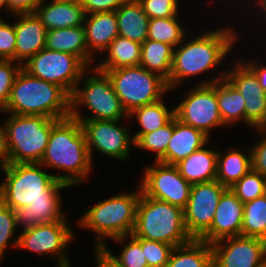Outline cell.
<instances>
[{"mask_svg":"<svg viewBox=\"0 0 266 267\" xmlns=\"http://www.w3.org/2000/svg\"><path fill=\"white\" fill-rule=\"evenodd\" d=\"M92 163L81 123L71 117L59 120L52 127L41 166L64 170L67 174L54 177L72 187L87 179Z\"/></svg>","mask_w":266,"mask_h":267,"instance_id":"obj_1","label":"cell"},{"mask_svg":"<svg viewBox=\"0 0 266 267\" xmlns=\"http://www.w3.org/2000/svg\"><path fill=\"white\" fill-rule=\"evenodd\" d=\"M211 31L190 41H186L184 37L178 48L173 49L172 68L167 81L171 92L184 79L214 70V67L221 65L239 38L231 25Z\"/></svg>","mask_w":266,"mask_h":267,"instance_id":"obj_2","label":"cell"},{"mask_svg":"<svg viewBox=\"0 0 266 267\" xmlns=\"http://www.w3.org/2000/svg\"><path fill=\"white\" fill-rule=\"evenodd\" d=\"M70 97L59 85L34 77L22 68L2 112L61 120L70 117Z\"/></svg>","mask_w":266,"mask_h":267,"instance_id":"obj_3","label":"cell"},{"mask_svg":"<svg viewBox=\"0 0 266 267\" xmlns=\"http://www.w3.org/2000/svg\"><path fill=\"white\" fill-rule=\"evenodd\" d=\"M40 163H9L2 166L1 202L16 210L37 199H61V189L68 184L43 171Z\"/></svg>","mask_w":266,"mask_h":267,"instance_id":"obj_4","label":"cell"},{"mask_svg":"<svg viewBox=\"0 0 266 267\" xmlns=\"http://www.w3.org/2000/svg\"><path fill=\"white\" fill-rule=\"evenodd\" d=\"M141 192L138 186L135 192L120 193L100 201L77 221L78 226L96 233L94 248H103L106 245L104 238L114 239L132 234Z\"/></svg>","mask_w":266,"mask_h":267,"instance_id":"obj_5","label":"cell"},{"mask_svg":"<svg viewBox=\"0 0 266 267\" xmlns=\"http://www.w3.org/2000/svg\"><path fill=\"white\" fill-rule=\"evenodd\" d=\"M132 235L135 238L160 241L174 247L192 240L185 227L183 209L145 196L142 192Z\"/></svg>","mask_w":266,"mask_h":267,"instance_id":"obj_6","label":"cell"},{"mask_svg":"<svg viewBox=\"0 0 266 267\" xmlns=\"http://www.w3.org/2000/svg\"><path fill=\"white\" fill-rule=\"evenodd\" d=\"M92 76H85L88 69L83 73L80 82L77 84L70 97V117L78 120H129L127 112L122 107L119 97L115 94L109 77L104 71L92 67ZM85 78V79H84ZM91 111L92 116L83 117L80 107L83 105ZM79 108V109H78Z\"/></svg>","mask_w":266,"mask_h":267,"instance_id":"obj_7","label":"cell"},{"mask_svg":"<svg viewBox=\"0 0 266 267\" xmlns=\"http://www.w3.org/2000/svg\"><path fill=\"white\" fill-rule=\"evenodd\" d=\"M45 116L10 114L5 121L9 163H40L52 127L58 122Z\"/></svg>","mask_w":266,"mask_h":267,"instance_id":"obj_8","label":"cell"},{"mask_svg":"<svg viewBox=\"0 0 266 267\" xmlns=\"http://www.w3.org/2000/svg\"><path fill=\"white\" fill-rule=\"evenodd\" d=\"M101 71L109 77L127 114L138 107L163 99V95L170 91L164 78L140 65Z\"/></svg>","mask_w":266,"mask_h":267,"instance_id":"obj_9","label":"cell"},{"mask_svg":"<svg viewBox=\"0 0 266 267\" xmlns=\"http://www.w3.org/2000/svg\"><path fill=\"white\" fill-rule=\"evenodd\" d=\"M225 76L226 72H221V76L202 81L187 91V96L174 107L175 117L184 124L201 130L209 138L211 129L224 127L216 98V82Z\"/></svg>","mask_w":266,"mask_h":267,"instance_id":"obj_10","label":"cell"},{"mask_svg":"<svg viewBox=\"0 0 266 267\" xmlns=\"http://www.w3.org/2000/svg\"><path fill=\"white\" fill-rule=\"evenodd\" d=\"M88 67L76 55L47 48L39 51L22 65V68L32 76L59 85L70 96Z\"/></svg>","mask_w":266,"mask_h":267,"instance_id":"obj_11","label":"cell"},{"mask_svg":"<svg viewBox=\"0 0 266 267\" xmlns=\"http://www.w3.org/2000/svg\"><path fill=\"white\" fill-rule=\"evenodd\" d=\"M74 233L67 221L40 224L21 231L11 246L33 251L41 256L53 255L57 267H71L66 247L74 239Z\"/></svg>","mask_w":266,"mask_h":267,"instance_id":"obj_12","label":"cell"},{"mask_svg":"<svg viewBox=\"0 0 266 267\" xmlns=\"http://www.w3.org/2000/svg\"><path fill=\"white\" fill-rule=\"evenodd\" d=\"M143 175L139 186L145 196L185 209L192 184L181 176L175 165L154 161L153 165L146 166Z\"/></svg>","mask_w":266,"mask_h":267,"instance_id":"obj_13","label":"cell"},{"mask_svg":"<svg viewBox=\"0 0 266 267\" xmlns=\"http://www.w3.org/2000/svg\"><path fill=\"white\" fill-rule=\"evenodd\" d=\"M121 120H83L81 127L85 135L91 159L95 149L107 157L126 160L130 147L135 145L129 131L130 127L118 126ZM94 150V151H93Z\"/></svg>","mask_w":266,"mask_h":267,"instance_id":"obj_14","label":"cell"},{"mask_svg":"<svg viewBox=\"0 0 266 267\" xmlns=\"http://www.w3.org/2000/svg\"><path fill=\"white\" fill-rule=\"evenodd\" d=\"M227 189L219 181L193 184L184 209V222L192 239H199L212 225L220 197Z\"/></svg>","mask_w":266,"mask_h":267,"instance_id":"obj_15","label":"cell"},{"mask_svg":"<svg viewBox=\"0 0 266 267\" xmlns=\"http://www.w3.org/2000/svg\"><path fill=\"white\" fill-rule=\"evenodd\" d=\"M213 267H262L266 263V240L234 236L211 244Z\"/></svg>","mask_w":266,"mask_h":267,"instance_id":"obj_16","label":"cell"},{"mask_svg":"<svg viewBox=\"0 0 266 267\" xmlns=\"http://www.w3.org/2000/svg\"><path fill=\"white\" fill-rule=\"evenodd\" d=\"M225 78L242 95L245 101V123L252 130L266 127V93L257 76L242 60H236Z\"/></svg>","mask_w":266,"mask_h":267,"instance_id":"obj_17","label":"cell"},{"mask_svg":"<svg viewBox=\"0 0 266 267\" xmlns=\"http://www.w3.org/2000/svg\"><path fill=\"white\" fill-rule=\"evenodd\" d=\"M244 204L227 188L220 197L211 227L199 238L213 244L219 240L241 236Z\"/></svg>","mask_w":266,"mask_h":267,"instance_id":"obj_18","label":"cell"},{"mask_svg":"<svg viewBox=\"0 0 266 267\" xmlns=\"http://www.w3.org/2000/svg\"><path fill=\"white\" fill-rule=\"evenodd\" d=\"M14 16H17L15 61L23 65L45 48L47 29L35 13L14 14Z\"/></svg>","mask_w":266,"mask_h":267,"instance_id":"obj_19","label":"cell"},{"mask_svg":"<svg viewBox=\"0 0 266 267\" xmlns=\"http://www.w3.org/2000/svg\"><path fill=\"white\" fill-rule=\"evenodd\" d=\"M209 137L201 130L184 124L173 117V134L167 146L165 155L158 161L168 165H175L187 158L193 152L207 145Z\"/></svg>","mask_w":266,"mask_h":267,"instance_id":"obj_20","label":"cell"},{"mask_svg":"<svg viewBox=\"0 0 266 267\" xmlns=\"http://www.w3.org/2000/svg\"><path fill=\"white\" fill-rule=\"evenodd\" d=\"M34 13L47 31L82 26L86 15L81 3L72 0H52L49 3L44 1Z\"/></svg>","mask_w":266,"mask_h":267,"instance_id":"obj_21","label":"cell"},{"mask_svg":"<svg viewBox=\"0 0 266 267\" xmlns=\"http://www.w3.org/2000/svg\"><path fill=\"white\" fill-rule=\"evenodd\" d=\"M83 26L86 45L92 55L96 51L103 53L108 45L119 36L115 11L85 15Z\"/></svg>","mask_w":266,"mask_h":267,"instance_id":"obj_22","label":"cell"},{"mask_svg":"<svg viewBox=\"0 0 266 267\" xmlns=\"http://www.w3.org/2000/svg\"><path fill=\"white\" fill-rule=\"evenodd\" d=\"M217 155V150L208 149L204 145L175 166L181 176L192 185L214 181L217 173Z\"/></svg>","mask_w":266,"mask_h":267,"instance_id":"obj_23","label":"cell"},{"mask_svg":"<svg viewBox=\"0 0 266 267\" xmlns=\"http://www.w3.org/2000/svg\"><path fill=\"white\" fill-rule=\"evenodd\" d=\"M62 199H37L14 211L17 226L22 229L35 227L40 224L67 221L62 212Z\"/></svg>","mask_w":266,"mask_h":267,"instance_id":"obj_24","label":"cell"},{"mask_svg":"<svg viewBox=\"0 0 266 267\" xmlns=\"http://www.w3.org/2000/svg\"><path fill=\"white\" fill-rule=\"evenodd\" d=\"M45 48L76 55L87 66L93 59L86 45L83 25L47 31Z\"/></svg>","mask_w":266,"mask_h":267,"instance_id":"obj_25","label":"cell"},{"mask_svg":"<svg viewBox=\"0 0 266 267\" xmlns=\"http://www.w3.org/2000/svg\"><path fill=\"white\" fill-rule=\"evenodd\" d=\"M119 36L142 44L148 36V15L138 0H126L116 11Z\"/></svg>","mask_w":266,"mask_h":267,"instance_id":"obj_26","label":"cell"},{"mask_svg":"<svg viewBox=\"0 0 266 267\" xmlns=\"http://www.w3.org/2000/svg\"><path fill=\"white\" fill-rule=\"evenodd\" d=\"M107 59L94 66L98 70H114L140 65L141 44L121 36L116 37L104 50Z\"/></svg>","mask_w":266,"mask_h":267,"instance_id":"obj_27","label":"cell"},{"mask_svg":"<svg viewBox=\"0 0 266 267\" xmlns=\"http://www.w3.org/2000/svg\"><path fill=\"white\" fill-rule=\"evenodd\" d=\"M166 267H213L211 244L192 239L187 244L174 247Z\"/></svg>","mask_w":266,"mask_h":267,"instance_id":"obj_28","label":"cell"},{"mask_svg":"<svg viewBox=\"0 0 266 267\" xmlns=\"http://www.w3.org/2000/svg\"><path fill=\"white\" fill-rule=\"evenodd\" d=\"M221 153L217 155L216 180L230 188L252 169L251 150L247 155L237 148Z\"/></svg>","mask_w":266,"mask_h":267,"instance_id":"obj_29","label":"cell"},{"mask_svg":"<svg viewBox=\"0 0 266 267\" xmlns=\"http://www.w3.org/2000/svg\"><path fill=\"white\" fill-rule=\"evenodd\" d=\"M173 49L169 44L146 39L141 44L140 66L168 81L173 62Z\"/></svg>","mask_w":266,"mask_h":267,"instance_id":"obj_30","label":"cell"},{"mask_svg":"<svg viewBox=\"0 0 266 267\" xmlns=\"http://www.w3.org/2000/svg\"><path fill=\"white\" fill-rule=\"evenodd\" d=\"M216 98L225 126L237 121L245 122L244 98L226 78L216 82Z\"/></svg>","mask_w":266,"mask_h":267,"instance_id":"obj_31","label":"cell"},{"mask_svg":"<svg viewBox=\"0 0 266 267\" xmlns=\"http://www.w3.org/2000/svg\"><path fill=\"white\" fill-rule=\"evenodd\" d=\"M163 102L161 99L157 102L138 107L128 114L129 119H134L135 116L142 127L141 130L132 136L134 142L141 135L151 133L165 126L175 116V108L169 110L168 106Z\"/></svg>","mask_w":266,"mask_h":267,"instance_id":"obj_32","label":"cell"},{"mask_svg":"<svg viewBox=\"0 0 266 267\" xmlns=\"http://www.w3.org/2000/svg\"><path fill=\"white\" fill-rule=\"evenodd\" d=\"M241 236L266 240V196L244 204Z\"/></svg>","mask_w":266,"mask_h":267,"instance_id":"obj_33","label":"cell"},{"mask_svg":"<svg viewBox=\"0 0 266 267\" xmlns=\"http://www.w3.org/2000/svg\"><path fill=\"white\" fill-rule=\"evenodd\" d=\"M177 16L149 19L147 39L163 42L177 48L188 31L187 28L185 29L179 24Z\"/></svg>","mask_w":266,"mask_h":267,"instance_id":"obj_34","label":"cell"},{"mask_svg":"<svg viewBox=\"0 0 266 267\" xmlns=\"http://www.w3.org/2000/svg\"><path fill=\"white\" fill-rule=\"evenodd\" d=\"M126 239L129 240L127 242L128 244H124ZM113 240L119 242L121 245H125L123 250L120 252V255L116 256L113 254V252L108 248L107 244L103 247V249L121 267H148L147 261L144 257V251H142L141 243L132 234L117 237Z\"/></svg>","mask_w":266,"mask_h":267,"instance_id":"obj_35","label":"cell"},{"mask_svg":"<svg viewBox=\"0 0 266 267\" xmlns=\"http://www.w3.org/2000/svg\"><path fill=\"white\" fill-rule=\"evenodd\" d=\"M173 134V118L163 127L156 131L141 135L135 141V147L156 152L155 162H158L166 153L167 146Z\"/></svg>","mask_w":266,"mask_h":267,"instance_id":"obj_36","label":"cell"},{"mask_svg":"<svg viewBox=\"0 0 266 267\" xmlns=\"http://www.w3.org/2000/svg\"><path fill=\"white\" fill-rule=\"evenodd\" d=\"M266 177L252 169L230 187L243 204L264 195Z\"/></svg>","mask_w":266,"mask_h":267,"instance_id":"obj_37","label":"cell"},{"mask_svg":"<svg viewBox=\"0 0 266 267\" xmlns=\"http://www.w3.org/2000/svg\"><path fill=\"white\" fill-rule=\"evenodd\" d=\"M136 239L141 243L148 267H166L174 246L160 241Z\"/></svg>","mask_w":266,"mask_h":267,"instance_id":"obj_38","label":"cell"},{"mask_svg":"<svg viewBox=\"0 0 266 267\" xmlns=\"http://www.w3.org/2000/svg\"><path fill=\"white\" fill-rule=\"evenodd\" d=\"M14 62L0 59V113L6 108L15 78L22 69L21 63Z\"/></svg>","mask_w":266,"mask_h":267,"instance_id":"obj_39","label":"cell"},{"mask_svg":"<svg viewBox=\"0 0 266 267\" xmlns=\"http://www.w3.org/2000/svg\"><path fill=\"white\" fill-rule=\"evenodd\" d=\"M17 227L13 209L5 206L0 200V263Z\"/></svg>","mask_w":266,"mask_h":267,"instance_id":"obj_40","label":"cell"},{"mask_svg":"<svg viewBox=\"0 0 266 267\" xmlns=\"http://www.w3.org/2000/svg\"><path fill=\"white\" fill-rule=\"evenodd\" d=\"M143 11L152 18H168L178 15V0H138Z\"/></svg>","mask_w":266,"mask_h":267,"instance_id":"obj_41","label":"cell"},{"mask_svg":"<svg viewBox=\"0 0 266 267\" xmlns=\"http://www.w3.org/2000/svg\"><path fill=\"white\" fill-rule=\"evenodd\" d=\"M15 24L0 19V59L15 61Z\"/></svg>","mask_w":266,"mask_h":267,"instance_id":"obj_42","label":"cell"},{"mask_svg":"<svg viewBox=\"0 0 266 267\" xmlns=\"http://www.w3.org/2000/svg\"><path fill=\"white\" fill-rule=\"evenodd\" d=\"M256 130L261 138L250 149L252 170L266 177V127Z\"/></svg>","mask_w":266,"mask_h":267,"instance_id":"obj_43","label":"cell"},{"mask_svg":"<svg viewBox=\"0 0 266 267\" xmlns=\"http://www.w3.org/2000/svg\"><path fill=\"white\" fill-rule=\"evenodd\" d=\"M126 0H81L86 15L116 11Z\"/></svg>","mask_w":266,"mask_h":267,"instance_id":"obj_44","label":"cell"},{"mask_svg":"<svg viewBox=\"0 0 266 267\" xmlns=\"http://www.w3.org/2000/svg\"><path fill=\"white\" fill-rule=\"evenodd\" d=\"M45 0H7V10L11 14L34 13Z\"/></svg>","mask_w":266,"mask_h":267,"instance_id":"obj_45","label":"cell"},{"mask_svg":"<svg viewBox=\"0 0 266 267\" xmlns=\"http://www.w3.org/2000/svg\"><path fill=\"white\" fill-rule=\"evenodd\" d=\"M257 76V80L261 88L266 93V65L259 64L258 61L255 60H247L246 62L243 61Z\"/></svg>","mask_w":266,"mask_h":267,"instance_id":"obj_46","label":"cell"},{"mask_svg":"<svg viewBox=\"0 0 266 267\" xmlns=\"http://www.w3.org/2000/svg\"><path fill=\"white\" fill-rule=\"evenodd\" d=\"M9 164V149L4 125H0V168Z\"/></svg>","mask_w":266,"mask_h":267,"instance_id":"obj_47","label":"cell"},{"mask_svg":"<svg viewBox=\"0 0 266 267\" xmlns=\"http://www.w3.org/2000/svg\"><path fill=\"white\" fill-rule=\"evenodd\" d=\"M97 267H121L103 248H95Z\"/></svg>","mask_w":266,"mask_h":267,"instance_id":"obj_48","label":"cell"},{"mask_svg":"<svg viewBox=\"0 0 266 267\" xmlns=\"http://www.w3.org/2000/svg\"><path fill=\"white\" fill-rule=\"evenodd\" d=\"M256 3L259 5V9H266V0H257Z\"/></svg>","mask_w":266,"mask_h":267,"instance_id":"obj_49","label":"cell"},{"mask_svg":"<svg viewBox=\"0 0 266 267\" xmlns=\"http://www.w3.org/2000/svg\"><path fill=\"white\" fill-rule=\"evenodd\" d=\"M3 7H4V9H6V11H8V10H7V0H0V10H1ZM0 19H2V18H1V15H0Z\"/></svg>","mask_w":266,"mask_h":267,"instance_id":"obj_50","label":"cell"},{"mask_svg":"<svg viewBox=\"0 0 266 267\" xmlns=\"http://www.w3.org/2000/svg\"><path fill=\"white\" fill-rule=\"evenodd\" d=\"M261 11H262V15L266 17V9H261Z\"/></svg>","mask_w":266,"mask_h":267,"instance_id":"obj_51","label":"cell"},{"mask_svg":"<svg viewBox=\"0 0 266 267\" xmlns=\"http://www.w3.org/2000/svg\"><path fill=\"white\" fill-rule=\"evenodd\" d=\"M0 200H1V180H0Z\"/></svg>","mask_w":266,"mask_h":267,"instance_id":"obj_52","label":"cell"},{"mask_svg":"<svg viewBox=\"0 0 266 267\" xmlns=\"http://www.w3.org/2000/svg\"><path fill=\"white\" fill-rule=\"evenodd\" d=\"M264 195L266 196V183H265V191H264Z\"/></svg>","mask_w":266,"mask_h":267,"instance_id":"obj_53","label":"cell"}]
</instances>
